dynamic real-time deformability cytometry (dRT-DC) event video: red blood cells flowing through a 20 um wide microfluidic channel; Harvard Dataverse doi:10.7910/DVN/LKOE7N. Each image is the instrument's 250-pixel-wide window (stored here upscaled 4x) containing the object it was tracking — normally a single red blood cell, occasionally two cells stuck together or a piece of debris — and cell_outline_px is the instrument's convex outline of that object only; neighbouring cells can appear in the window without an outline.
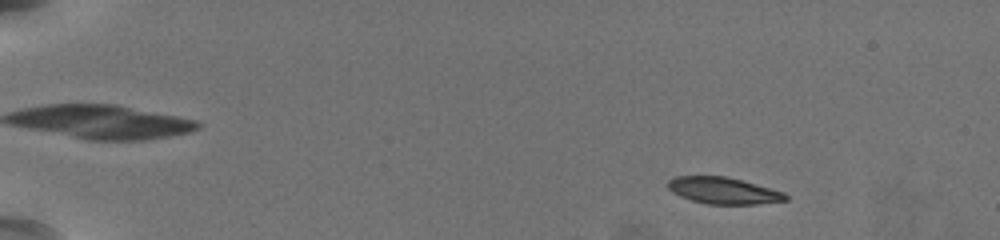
{"species": "common noctule bat (a hibernating species)", "species_latin": "Nyctalus noctula", "temperature_condition": "warm", "stored_images_in_passage": 59, "camera_frame_rate_fps": 3000, "um_per_image_px": 0.085, "animal": {"sex": "female", "body_mass_g": 19.5, "forearm_length_mm": 54.1}, "frame": {"image": 1, "passage_image": 9, "time_ms": 2.667, "image_size_px": [1000, 240], "cell_outline_px": [[788, 200], [756, 204], [708, 204], [692, 200], [680, 196], [672, 192], [668, 188], [668, 180], [676, 176], [724, 176], [740, 180], [784, 192], [788, 196]], "centroid_in_image_um": [61.47, 16.2], "position_along_channel_um": 23.5, "area_um2": 18.03}}
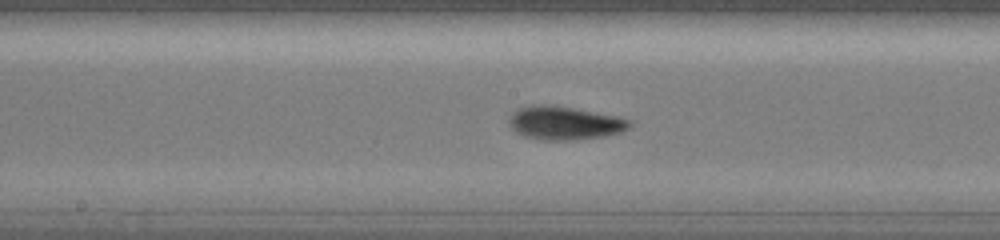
{"frame": {"image": 2, "passage_image": 34, "time_ms": 11.0, "image_size_px": [1000, 240], "cell_outline_px": [[632, 124], [628, 128], [620, 132], [604, 136], [576, 140], [540, 140], [524, 136], [516, 132], [508, 124], [508, 120], [512, 112], [520, 108], [532, 104], [548, 104], [572, 108], [616, 116], [632, 120]], "centroid_in_image_um": [47.96, 10.46], "position_along_channel_um": 200.2, "area_um2": 23.52}}
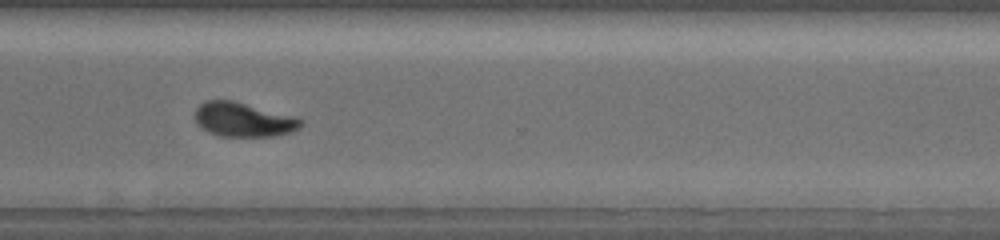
{"frame": {"image": 3, "passage_image": 46, "time_ms": 15.0, "image_size_px": [1000, 240], "cell_outline_px": [[304, 124], [300, 128], [288, 132], [272, 136], [220, 136], [208, 132], [200, 128], [196, 120], [196, 108], [200, 104], [208, 100], [232, 100], [300, 116], [304, 120]], "centroid_in_image_um": [20.75, 10.15], "position_along_channel_um": 349.8, "area_um2": 21.44}, "authors_computed_cell_mechanics": {"area_um2": 20.4034, "velocity_mm_per_s": 3.7487, "shape_relaxation_time_tau1_ms": 2.7558, "shape_relaxation_time_tau2_ms": 1.5805, "deformation_change_tau1": 0.1471, "deformation_change_tau2": 0.0643}}